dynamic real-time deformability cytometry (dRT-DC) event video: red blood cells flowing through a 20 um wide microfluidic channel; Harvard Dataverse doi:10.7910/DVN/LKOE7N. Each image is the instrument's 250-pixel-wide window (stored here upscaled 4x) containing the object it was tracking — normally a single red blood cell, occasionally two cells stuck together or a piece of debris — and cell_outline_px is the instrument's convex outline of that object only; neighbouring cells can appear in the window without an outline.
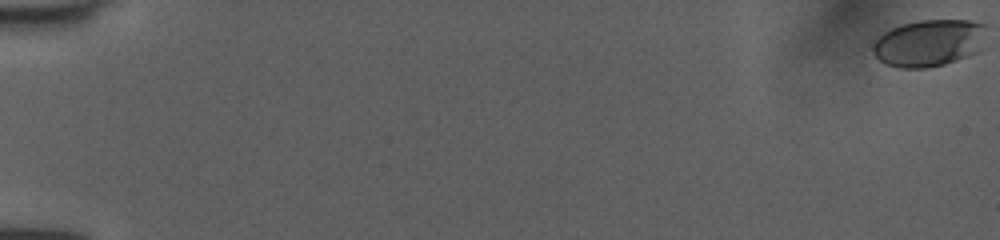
{"species": "human", "species_latin": "Homo sapiens", "temperature_condition": "room temperature", "stored_images_in_passage": 54, "camera_frame_rate_fps": 3000, "um_per_image_px": 0.085, "donor": {"sex": "female"}, "frame": {"image": 1, "passage_image": 1, "time_ms": 0.0, "image_size_px": [1000, 240], "cell_outline_px": [[984, 24], [980, 52], [944, 64], [924, 68], [900, 68], [884, 64], [872, 52], [872, 48], [876, 40], [884, 32], [900, 24], [920, 20], [968, 20]], "centroid_in_image_um": [78.93, 3.66], "position_along_channel_um": 6.1, "area_um2": 30.92}}
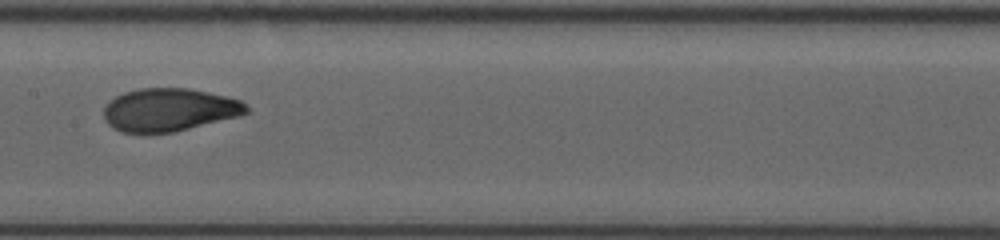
{"frame": {"image": 2, "passage_image": 30, "time_ms": 9.667, "image_size_px": [1000, 240], "cell_outline_px": [[248, 112], [240, 116], [172, 132], [120, 132], [112, 128], [104, 120], [104, 108], [108, 100], [124, 92], [140, 88], [188, 88], [208, 92], [240, 100], [248, 108]], "centroid_in_image_um": [14.34, 9.32], "position_along_channel_um": 193.1, "area_um2": 35.55}}
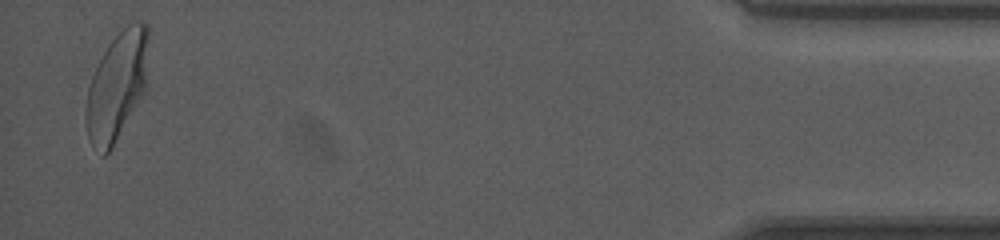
{"frame": {"image": 3, "passage_image": 53, "time_ms": 17.333, "image_size_px": [1000, 240], "cell_outline_px": [[148, 88], [112, 148], [104, 156], [92, 148], [88, 140], [88, 88], [92, 76], [104, 52], [112, 40], [128, 24], [136, 20], [144, 20], [148, 24]], "centroid_in_image_um": [10.02, 7.29], "position_along_channel_um": 425.2, "area_um2": 39.48}, "authors_computed_cell_mechanics": {"area_um2": 35.7782, "velocity_mm_per_s": 4.014, "shape_relaxation_time_tau1_ms": 4.9522, "shape_relaxation_time_tau2_ms": null, "deformation_change_tau1": 0.2019, "deformation_change_tau2": null}}